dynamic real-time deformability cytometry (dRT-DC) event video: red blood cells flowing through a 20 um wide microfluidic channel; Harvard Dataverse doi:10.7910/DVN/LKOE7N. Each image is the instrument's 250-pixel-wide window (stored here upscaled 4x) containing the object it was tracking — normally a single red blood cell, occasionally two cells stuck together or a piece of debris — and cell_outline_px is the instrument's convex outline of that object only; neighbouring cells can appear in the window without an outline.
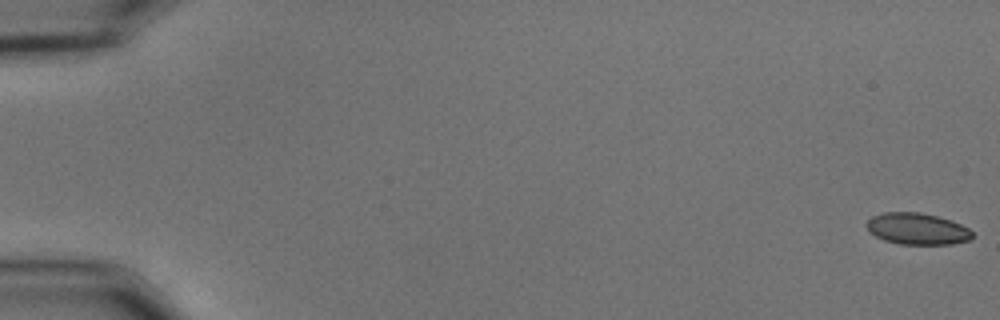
{"species": "common noctule bat (a hibernating species)", "species_latin": "Nyctalus noctula", "temperature_condition": "cold", "stored_images_in_passage": 57, "camera_frame_rate_fps": 3000, "um_per_image_px": 0.085, "animal": {"sex": "male", "body_mass_g": 15.6}, "frame": {"image": 1, "passage_image": 1, "time_ms": 0.0, "image_size_px": [1000, 320], "cell_outline_px": [[972, 236], [968, 240], [952, 244], [900, 244], [884, 240], [876, 236], [864, 224], [872, 216], [884, 212], [920, 212], [952, 220], [968, 228], [972, 232]], "centroid_in_image_um": [77.95, 19.44], "position_along_channel_um": 7.0, "area_um2": 19.31}}
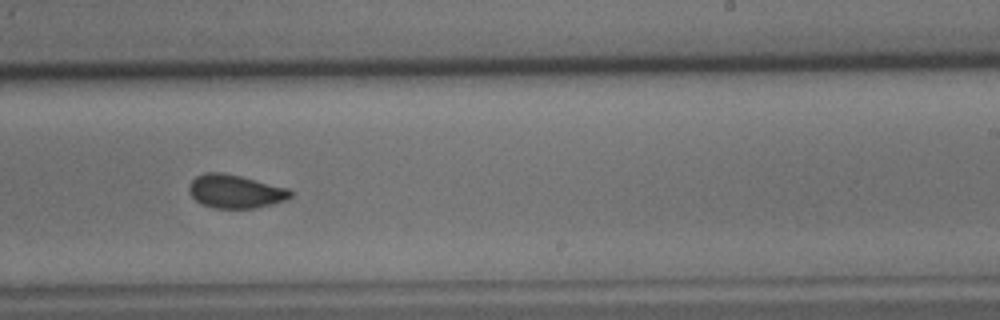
{"frame": {"image": 2, "passage_image": 36, "time_ms": 11.667, "image_size_px": [1000, 320], "cell_outline_px": [[292, 196], [288, 200], [256, 208], [212, 208], [200, 204], [188, 192], [188, 188], [192, 180], [196, 176], [204, 172], [224, 172], [288, 188], [292, 192]], "centroid_in_image_um": [19.99, 16.27], "position_along_channel_um": 269.0, "area_um2": 19.94}}
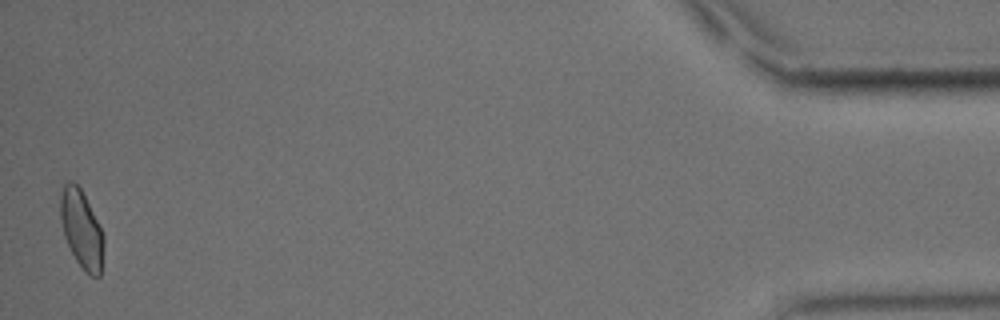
{"frame": {"image": 3, "passage_image": 56, "time_ms": 18.333, "image_size_px": [1000, 320], "cell_outline_px": [[104, 244], [100, 276], [92, 276], [84, 272], [76, 260], [64, 236], [60, 216], [60, 196], [64, 184], [68, 180], [72, 180], [80, 188], [104, 236]], "centroid_in_image_um": [6.92, 19.49], "position_along_channel_um": 428.3, "area_um2": 19.36}, "authors_computed_cell_mechanics": {"area_um2": 19.8832, "velocity_mm_per_s": 3.6269, "shape_relaxation_time_tau1_ms": 4.5208, "shape_relaxation_time_tau2_ms": 2.5131, "deformation_change_tau1": 0.101, "deformation_change_tau2": 0.0453}}